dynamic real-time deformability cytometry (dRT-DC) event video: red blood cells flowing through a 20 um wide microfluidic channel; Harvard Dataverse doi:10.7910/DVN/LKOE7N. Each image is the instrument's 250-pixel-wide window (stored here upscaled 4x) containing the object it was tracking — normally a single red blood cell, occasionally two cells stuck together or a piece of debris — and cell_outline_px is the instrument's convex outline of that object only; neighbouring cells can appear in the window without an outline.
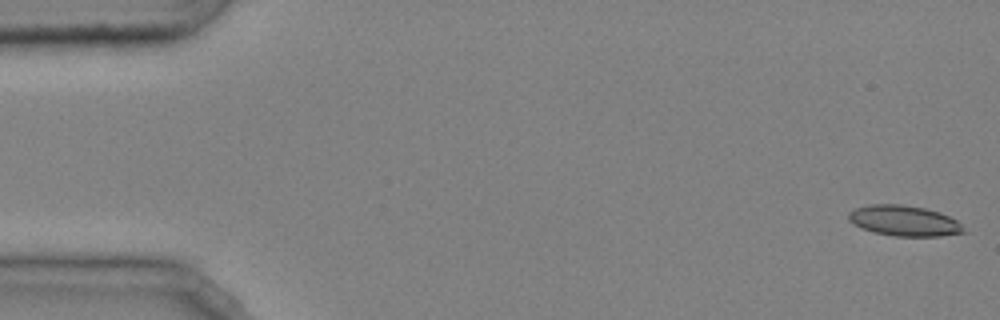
{"species": "common noctule bat (a hibernating species)", "species_latin": "Nyctalus noctula", "temperature_condition": "cold", "stored_images_in_passage": 47, "camera_frame_rate_fps": 3000, "um_per_image_px": 0.085, "animal": {"sex": "male", "body_mass_g": 20.4}, "frame": {"image": 1, "passage_image": 1, "time_ms": 0.0, "image_size_px": [1000, 320], "cell_outline_px": [[968, 232], [940, 236], [896, 236], [872, 232], [860, 228], [848, 220], [848, 212], [856, 208], [868, 204], [900, 204], [924, 208], [940, 212], [956, 220]], "centroid_in_image_um": [76.83, 18.76], "position_along_channel_um": 8.2, "area_um2": 20.58}}
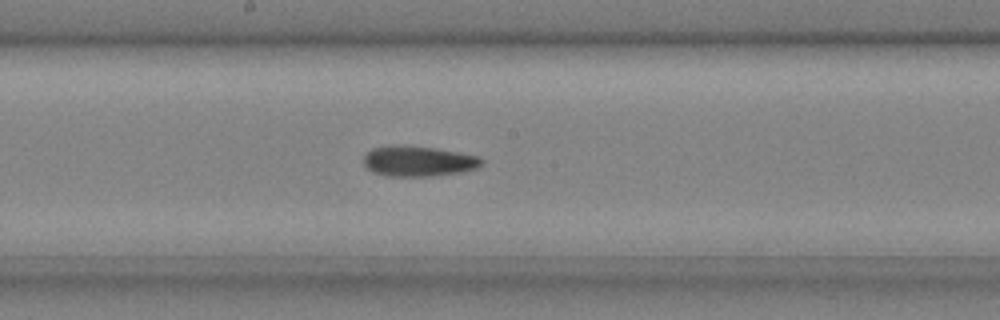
{"frame": {"image": 2, "passage_image": 26, "time_ms": 8.333, "image_size_px": [1000, 320], "cell_outline_px": [[484, 164], [480, 168], [464, 172], [432, 176], [388, 176], [372, 172], [364, 164], [364, 156], [372, 148], [388, 144], [404, 144], [436, 148], [480, 156], [484, 160]], "centroid_in_image_um": [35.6, 13.68], "position_along_channel_um": 212.6, "area_um2": 21.5}}
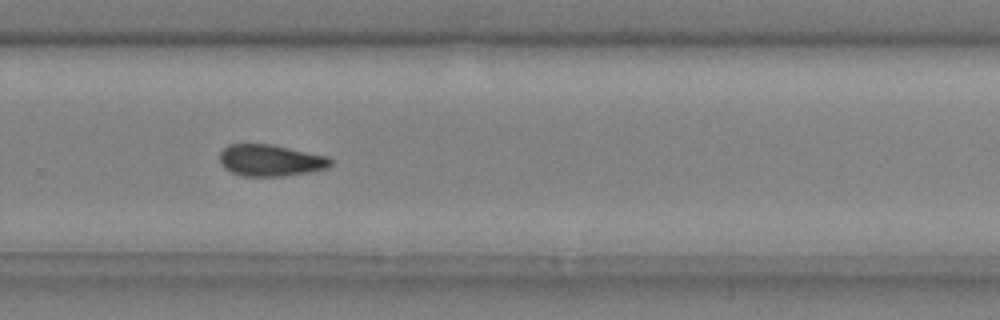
{"frame": {"image": 3, "passage_image": 33, "time_ms": 10.667, "image_size_px": [1000, 320], "cell_outline_px": [[332, 164], [328, 168], [308, 172], [284, 176], [244, 176], [232, 172], [224, 168], [220, 164], [220, 152], [228, 144], [272, 144], [328, 156], [332, 160]], "centroid_in_image_um": [22.99, 13.63], "position_along_channel_um": 306.8, "area_um2": 20.52}, "authors_computed_cell_mechanics": {"area_um2": 20.808, "velocity_mm_per_s": 4.0416, "shape_relaxation_time_tau1_ms": null, "shape_relaxation_time_tau2_ms": 7.0612, "deformation_change_tau1": null, "deformation_change_tau2": 0.1405}}